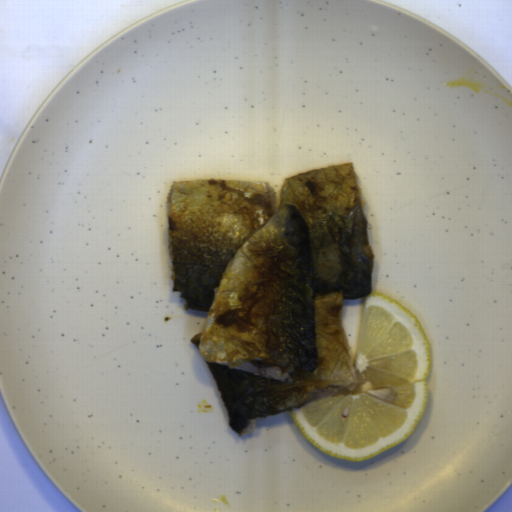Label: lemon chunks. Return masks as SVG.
I'll return each mask as SVG.
<instances>
[{"label":"lemon chunks","instance_id":"1","mask_svg":"<svg viewBox=\"0 0 512 512\" xmlns=\"http://www.w3.org/2000/svg\"><path fill=\"white\" fill-rule=\"evenodd\" d=\"M352 390L288 410L308 442L327 456L359 461L398 446L421 421L432 357L419 319L372 291L359 321Z\"/></svg>","mask_w":512,"mask_h":512}]
</instances>
